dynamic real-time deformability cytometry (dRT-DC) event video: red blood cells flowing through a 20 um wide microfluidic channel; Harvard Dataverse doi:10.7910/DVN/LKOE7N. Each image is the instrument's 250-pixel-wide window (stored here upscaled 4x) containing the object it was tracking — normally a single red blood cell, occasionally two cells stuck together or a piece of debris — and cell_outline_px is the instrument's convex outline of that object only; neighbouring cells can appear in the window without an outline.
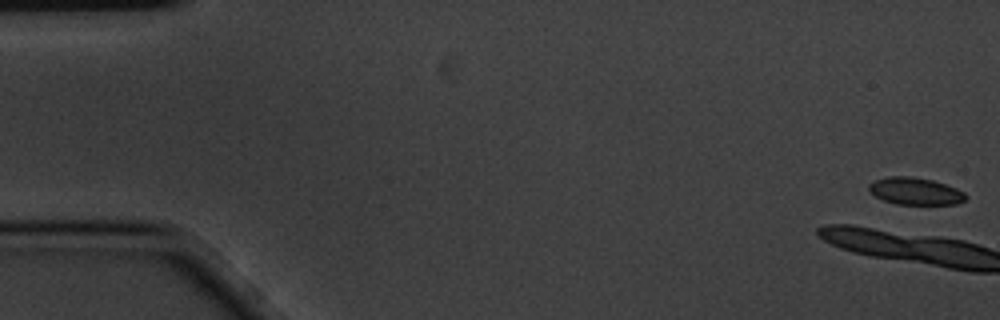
{"species": "common noctule bat (a hibernating species)", "species_latin": "Nyctalus noctula", "temperature_condition": "cold", "stored_images_in_passage": 4, "camera_frame_rate_fps": 3000, "um_per_image_px": 0.085, "animal": {"sex": "male", "body_mass_g": 20.1, "forearm_length_mm": 53.5}, "frame": {"image": 1, "passage_image": 1, "time_ms": 0.0, "image_size_px": [1000, 320], "cell_outline_px": [[968, 196], [964, 200], [956, 204], [896, 204], [884, 200], [876, 196], [868, 188], [868, 184], [876, 180], [888, 176], [912, 176], [932, 180], [956, 188], [964, 192]], "centroid_in_image_um": [77.81, 16.24], "position_along_channel_um": 7.2, "area_um2": 15.2}}